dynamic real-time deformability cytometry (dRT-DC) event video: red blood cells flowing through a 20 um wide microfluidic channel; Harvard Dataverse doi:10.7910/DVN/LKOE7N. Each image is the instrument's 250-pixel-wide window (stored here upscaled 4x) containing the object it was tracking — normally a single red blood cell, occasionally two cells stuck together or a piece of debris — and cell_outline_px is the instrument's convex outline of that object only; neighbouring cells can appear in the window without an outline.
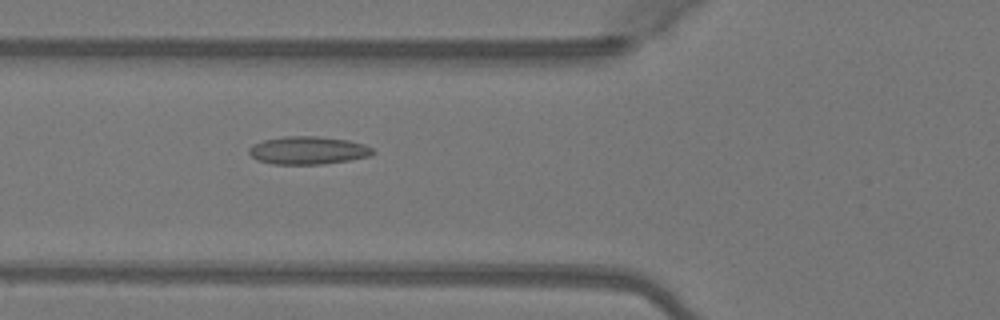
{"species": "Egyptian fruit bat (a non-hibernating species)", "species_latin": "Rousettus aegyptiacus", "temperature_condition": "warm", "stored_images_in_passage": 30, "camera_frame_rate_fps": 3000, "um_per_image_px": 0.085, "animal": {"sex": "female"}, "frame": {"image": 1, "passage_image": 4, "time_ms": 1.0, "image_size_px": [1000, 320], "cell_outline_px": [[376, 152], [372, 156], [324, 164], [272, 164], [256, 160], [248, 152], [248, 148], [252, 144], [264, 140], [284, 136], [316, 136], [348, 140], [364, 144], [372, 148]], "centroid_in_image_um": [26.18, 12.78], "position_along_channel_um": 99.6, "area_um2": 20.29}}
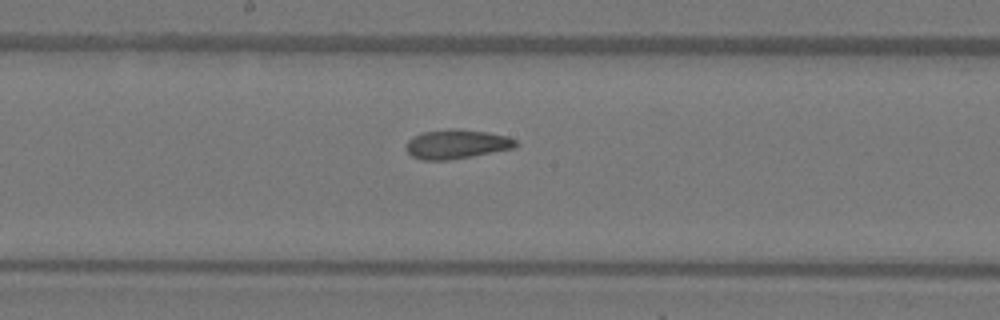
{"frame": {"image": 2, "passage_image": 12, "time_ms": 3.667, "image_size_px": [1000, 320], "cell_outline_px": [[520, 144], [516, 148], [472, 156], [448, 160], [420, 160], [412, 156], [404, 148], [408, 140], [412, 136], [424, 132], [452, 128], [456, 128], [488, 132], [508, 136], [516, 140]], "centroid_in_image_um": [38.83, 12.25], "position_along_channel_um": 209.4, "area_um2": 18.96}}
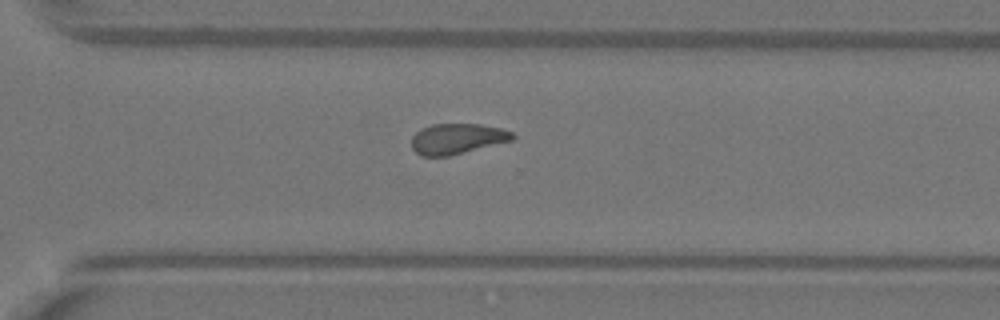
{"frame": {"image": 3, "passage_image": 21, "time_ms": 6.667, "image_size_px": [1000, 320], "cell_outline_px": [[516, 136], [512, 140], [448, 156], [420, 156], [412, 148], [412, 136], [420, 128], [432, 124], [480, 124], [500, 128], [512, 132]], "centroid_in_image_um": [38.83, 11.79], "position_along_channel_um": 331.8, "area_um2": 17.86}, "authors_computed_cell_mechanics": {"area_um2": 18.5249, "velocity_mm_per_s": 4.0975, "shape_relaxation_time_tau1_ms": 9.088, "shape_relaxation_time_tau2_ms": 2.4159, "deformation_change_tau1": 0.1861, "deformation_change_tau2": 0.0852}}